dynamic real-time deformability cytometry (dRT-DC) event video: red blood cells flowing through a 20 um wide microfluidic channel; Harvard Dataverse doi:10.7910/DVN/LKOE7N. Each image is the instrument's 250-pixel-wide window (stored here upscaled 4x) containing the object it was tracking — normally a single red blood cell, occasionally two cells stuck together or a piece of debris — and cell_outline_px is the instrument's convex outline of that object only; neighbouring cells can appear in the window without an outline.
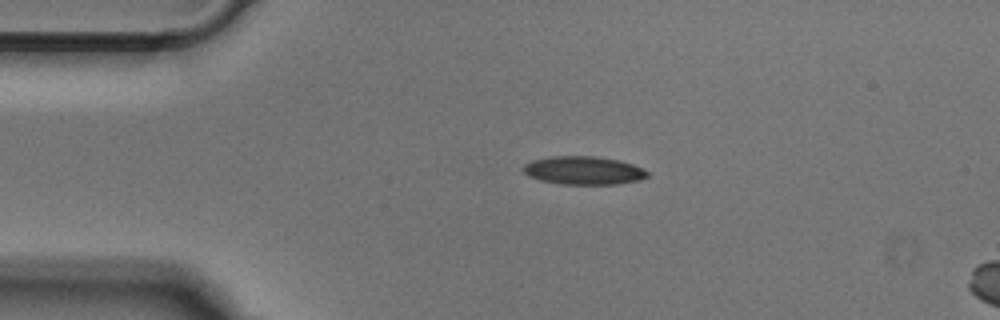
{"species": "Egyptian fruit bat (a non-hibernating species)", "species_latin": "Rousettus aegyptiacus", "temperature_condition": "cold", "stored_images_in_passage": 6, "camera_frame_rate_fps": 3000, "um_per_image_px": 0.085, "animal": {"sex": "male"}, "frame": {"image": 1, "passage_image": 1, "time_ms": 0.0, "image_size_px": [1000, 320], "cell_outline_px": [[648, 176], [640, 180], [616, 184], [560, 184], [540, 180], [528, 176], [524, 172], [524, 164], [532, 160], [548, 156], [596, 156], [620, 160], [632, 164], [648, 172]], "centroid_in_image_um": [49.58, 14.48], "position_along_channel_um": 35.4, "area_um2": 20.46}}